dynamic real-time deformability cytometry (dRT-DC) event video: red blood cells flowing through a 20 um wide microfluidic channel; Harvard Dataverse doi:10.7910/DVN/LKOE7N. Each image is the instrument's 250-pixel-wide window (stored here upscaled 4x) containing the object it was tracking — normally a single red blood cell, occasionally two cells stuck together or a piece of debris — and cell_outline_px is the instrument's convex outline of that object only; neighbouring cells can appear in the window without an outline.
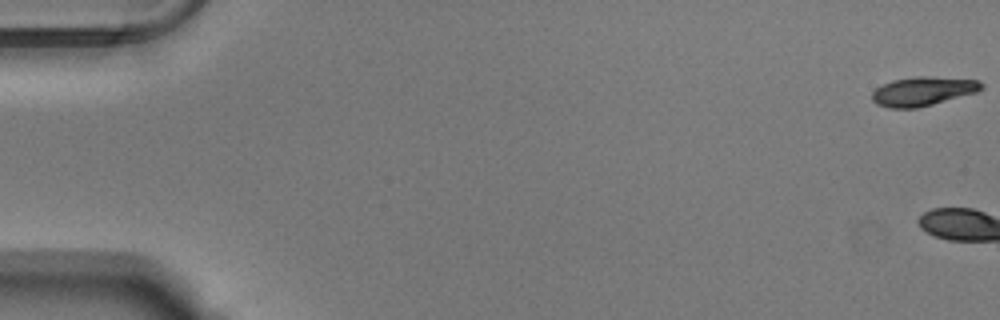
{"species": "Egyptian fruit bat (a non-hibernating species)", "species_latin": "Rousettus aegyptiacus", "temperature_condition": "warm", "stored_images_in_passage": 4, "camera_frame_rate_fps": 3000, "um_per_image_px": 0.085, "animal": {"sex": "male"}, "frame": {"image": 1, "passage_image": 1, "time_ms": 0.0, "image_size_px": [1000, 320], "cell_outline_px": [[984, 88], [976, 92], [932, 104], [916, 108], [888, 108], [876, 104], [872, 100], [872, 92], [876, 88], [892, 80], [916, 76], [928, 76], [980, 80], [984, 84]], "centroid_in_image_um": [78.44, 7.75], "position_along_channel_um": 6.6, "area_um2": 18.5}}